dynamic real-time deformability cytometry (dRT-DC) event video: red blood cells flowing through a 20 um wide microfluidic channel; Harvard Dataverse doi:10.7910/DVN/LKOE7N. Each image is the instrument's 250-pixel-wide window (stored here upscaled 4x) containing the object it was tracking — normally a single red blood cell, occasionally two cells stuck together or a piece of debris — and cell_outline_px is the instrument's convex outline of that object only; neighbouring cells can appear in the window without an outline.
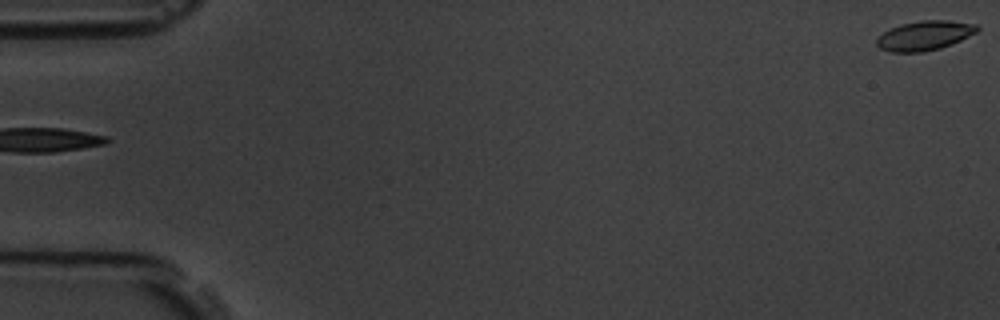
{"species": "common noctule bat (a hibernating species)", "species_latin": "Nyctalus noctula", "temperature_condition": "room temperature", "stored_images_in_passage": 6, "segment_of_instrument_passage": [2, 2], "camera_frame_rate_fps": 3000, "um_per_image_px": 0.085, "animal": {"sex": "male", "body_mass_g": 19.5, "forearm_length_mm": 54.6}, "frame": {"image": 1, "passage_image": 6, "time_ms": 6.0, "image_size_px": [1000, 320], "cell_outline_px": [[980, 28], [976, 32], [952, 44], [940, 48], [924, 52], [892, 52], [880, 48], [876, 44], [876, 40], [884, 32], [900, 24], [920, 20], [948, 20], [976, 24]], "centroid_in_image_um": [78.6, 3.02], "position_along_channel_um": 6.4, "area_um2": 17.17}}